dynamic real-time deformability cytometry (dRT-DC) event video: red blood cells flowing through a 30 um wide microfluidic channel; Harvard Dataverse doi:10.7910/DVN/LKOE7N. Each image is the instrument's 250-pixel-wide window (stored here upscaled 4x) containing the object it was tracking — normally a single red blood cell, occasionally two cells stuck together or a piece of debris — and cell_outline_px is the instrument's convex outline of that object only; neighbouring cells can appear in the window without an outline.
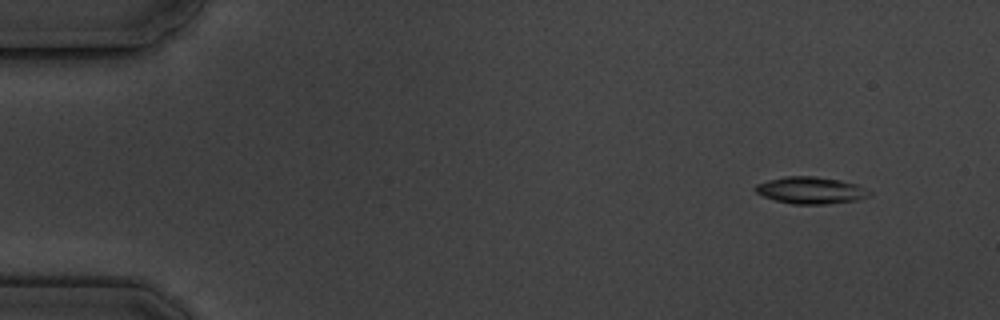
{"species": "common noctule bat (a hibernating species)", "species_latin": "Nyctalus noctula", "temperature_condition": "cold", "stored_images_in_passage": 7, "camera_frame_rate_fps": 3000, "um_per_image_px": 0.085, "animal": {"sex": "male", "body_mass_g": 19.5, "forearm_length_mm": 54.6}, "frame": {"image": 1, "passage_image": 1, "time_ms": 0.0, "image_size_px": [1000, 320], "cell_outline_px": [[872, 192], [868, 196], [856, 200], [824, 204], [792, 204], [776, 200], [764, 196], [756, 192], [752, 188], [756, 184], [768, 180], [784, 176], [816, 176], [840, 180], [856, 184]], "centroid_in_image_um": [68.88, 16.17], "position_along_channel_um": 16.1, "area_um2": 17.8}}
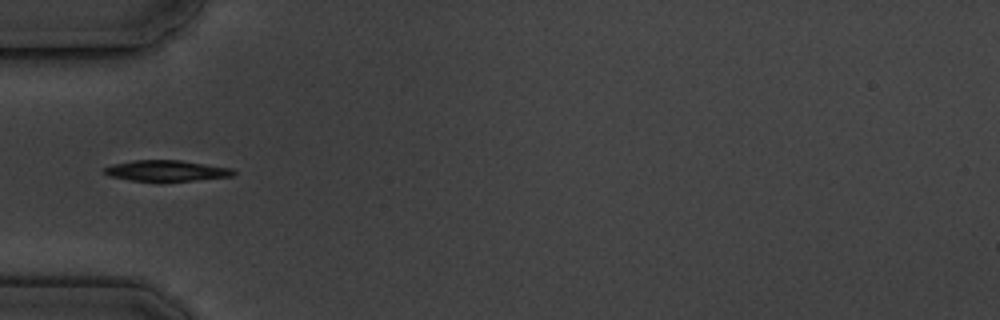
{"frame": {"image": 2, "passage_image": 5, "time_ms": 4.667, "image_size_px": [1000, 320], "cell_outline_px": [[236, 172], [232, 176], [192, 180], [128, 180], [108, 176], [100, 172], [104, 168], [112, 164], [132, 160], [180, 160], [232, 168]], "centroid_in_image_um": [14.07, 14.49], "position_along_channel_um": 70.9, "area_um2": 15.55}}